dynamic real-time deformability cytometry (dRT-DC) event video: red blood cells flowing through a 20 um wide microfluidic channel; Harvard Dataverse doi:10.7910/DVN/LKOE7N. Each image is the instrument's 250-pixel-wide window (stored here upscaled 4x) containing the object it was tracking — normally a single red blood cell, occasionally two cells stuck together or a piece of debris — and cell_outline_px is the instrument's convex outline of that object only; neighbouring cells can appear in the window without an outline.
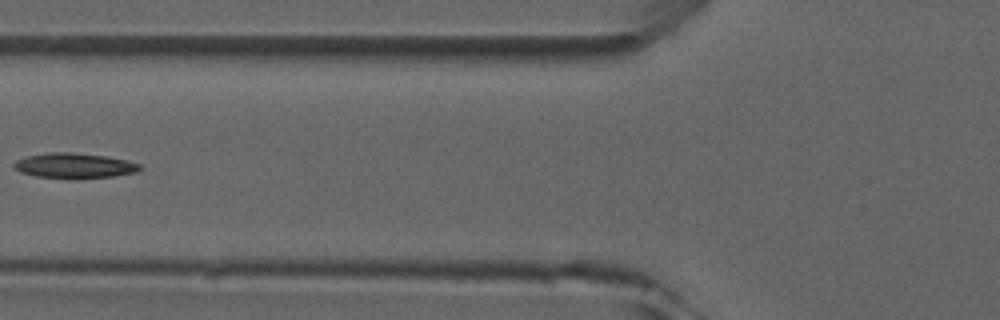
{"species": "common noctule bat (a hibernating species)", "species_latin": "Nyctalus noctula", "temperature_condition": "room temperature", "stored_images_in_passage": 5, "camera_frame_rate_fps": 3000, "um_per_image_px": 0.085, "animal": {"sex": "male", "forearm_length_mm": 52.5}, "frame": {"image": 1, "passage_image": 5, "time_ms": 4.333, "image_size_px": [1000, 320], "cell_outline_px": [[140, 168], [136, 172], [112, 176], [36, 176], [20, 172], [12, 164], [16, 160], [28, 156], [48, 152], [72, 152], [104, 156], [128, 160], [140, 164]], "centroid_in_image_um": [6.3, 14.03], "position_along_channel_um": 119.5, "area_um2": 17.51}}